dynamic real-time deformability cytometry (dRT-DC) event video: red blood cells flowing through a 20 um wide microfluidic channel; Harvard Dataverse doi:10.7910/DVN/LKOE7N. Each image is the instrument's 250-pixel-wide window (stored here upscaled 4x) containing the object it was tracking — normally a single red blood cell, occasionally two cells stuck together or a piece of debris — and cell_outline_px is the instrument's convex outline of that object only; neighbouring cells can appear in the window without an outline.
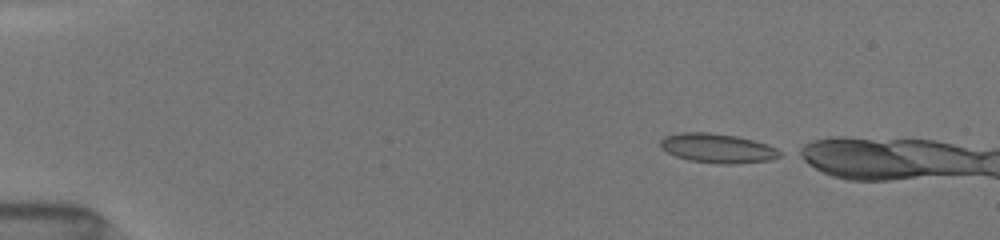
{"species": "common noctule bat (a hibernating species)", "species_latin": "Nyctalus noctula", "temperature_condition": "room temperature", "stored_images_in_passage": 7, "camera_frame_rate_fps": 3000, "um_per_image_px": 0.085, "animal": {"sex": "female", "body_mass_g": 19.5, "forearm_length_mm": 54.1}, "frame": {"image": 1, "passage_image": 1, "time_ms": 0.0, "image_size_px": [1000, 240], "cell_outline_px": [[784, 152], [780, 156], [768, 160], [728, 164], [724, 164], [688, 160], [676, 156], [660, 148], [660, 140], [664, 136], [680, 132], [708, 132], [736, 136], [752, 140], [776, 148]], "centroid_in_image_um": [60.95, 12.59], "position_along_channel_um": 24.1, "area_um2": 20.23}}